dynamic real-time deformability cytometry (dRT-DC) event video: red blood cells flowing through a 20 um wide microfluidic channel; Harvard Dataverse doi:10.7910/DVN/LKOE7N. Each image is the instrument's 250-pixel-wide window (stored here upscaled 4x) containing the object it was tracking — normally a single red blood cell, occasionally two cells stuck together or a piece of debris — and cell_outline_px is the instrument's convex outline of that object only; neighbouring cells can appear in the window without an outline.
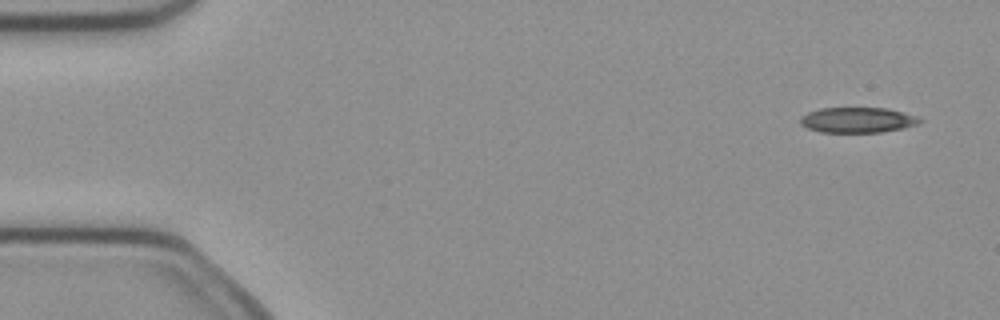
{"species": "common noctule bat (a hibernating species)", "species_latin": "Nyctalus noctula", "temperature_condition": "cold", "stored_images_in_passage": 4, "camera_frame_rate_fps": 3000, "um_per_image_px": 0.085, "animal": {"sex": "female", "body_mass_g": 21.9}, "frame": {"image": 1, "passage_image": 1, "time_ms": 0.0, "image_size_px": [1000, 320], "cell_outline_px": [[924, 120], [920, 124], [904, 128], [880, 132], [820, 132], [808, 128], [800, 124], [800, 116], [808, 112], [820, 108], [888, 108], [916, 116]], "centroid_in_image_um": [72.9, 10.2], "position_along_channel_um": 12.1, "area_um2": 17.74}}